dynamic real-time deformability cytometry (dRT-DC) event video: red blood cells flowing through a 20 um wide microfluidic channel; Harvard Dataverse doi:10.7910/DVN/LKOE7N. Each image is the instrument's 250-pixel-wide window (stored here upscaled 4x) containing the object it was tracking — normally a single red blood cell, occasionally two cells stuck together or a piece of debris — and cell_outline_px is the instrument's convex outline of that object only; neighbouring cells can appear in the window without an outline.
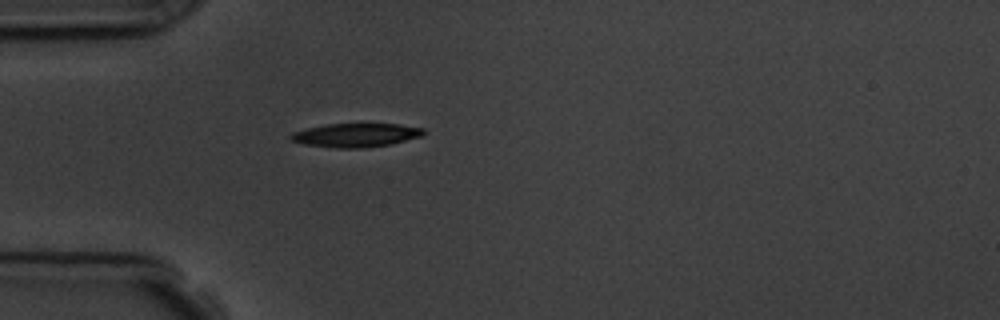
{"species": "common noctule bat (a hibernating species)", "species_latin": "Nyctalus noctula", "temperature_condition": "room temperature", "stored_images_in_passage": 1, "camera_frame_rate_fps": 3000, "um_per_image_px": 0.085, "animal": {"sex": "male", "body_mass_g": 19.5, "forearm_length_mm": 54.6}, "frame": {"image": 1, "passage_image": 1, "time_ms": 0.0, "image_size_px": [1000, 320], "cell_outline_px": [[424, 136], [392, 144], [364, 148], [336, 148], [304, 144], [292, 140], [288, 136], [292, 132], [308, 128], [328, 124], [396, 124], [424, 128]], "centroid_in_image_um": [30.28, 11.49], "position_along_channel_um": 54.7, "area_um2": 18.38}}